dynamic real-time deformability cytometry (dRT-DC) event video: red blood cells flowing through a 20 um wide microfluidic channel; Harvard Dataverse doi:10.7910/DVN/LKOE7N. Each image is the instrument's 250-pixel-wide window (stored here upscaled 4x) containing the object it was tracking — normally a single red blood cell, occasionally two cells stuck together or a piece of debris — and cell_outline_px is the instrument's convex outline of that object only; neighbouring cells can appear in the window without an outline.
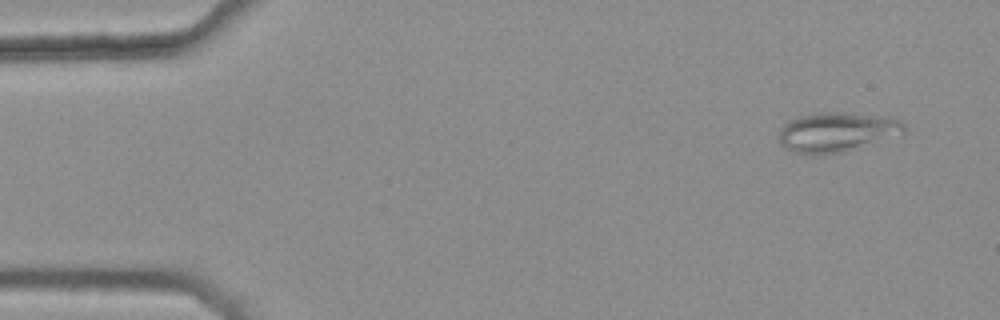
{"species": "common noctule bat (a hibernating species)", "species_latin": "Nyctalus noctula", "temperature_condition": "warm", "stored_images_in_passage": 5, "camera_frame_rate_fps": 3000, "um_per_image_px": 0.085, "animal": {"sex": "female", "body_mass_g": 25.1}, "frame": {"image": 1, "passage_image": 1, "time_ms": 0.0, "image_size_px": [1000, 320], "cell_outline_px": [[904, 136], [844, 152], [812, 156], [796, 152], [784, 148], [780, 140], [780, 128], [788, 120], [800, 116], [820, 112], [844, 112], [900, 120], [904, 124]], "centroid_in_image_um": [71.15, 11.26], "position_along_channel_um": 13.8, "area_um2": 29.25}}